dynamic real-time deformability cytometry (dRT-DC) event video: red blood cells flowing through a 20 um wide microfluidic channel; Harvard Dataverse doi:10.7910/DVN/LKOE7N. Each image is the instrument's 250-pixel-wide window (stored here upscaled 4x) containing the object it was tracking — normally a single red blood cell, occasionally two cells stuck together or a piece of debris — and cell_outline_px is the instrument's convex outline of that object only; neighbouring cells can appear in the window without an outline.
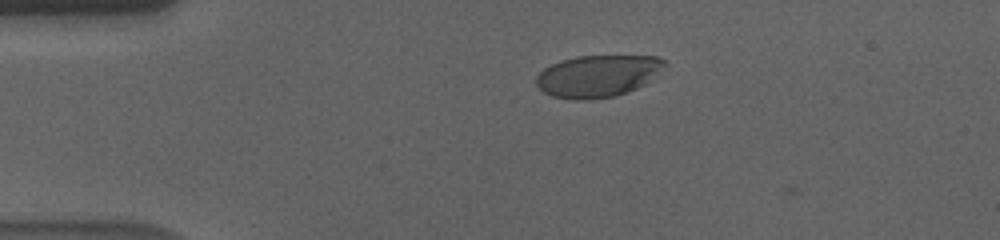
{"species": "human", "species_latin": "Homo sapiens", "temperature_condition": "cold", "stored_images_in_passage": 48, "camera_frame_rate_fps": 3000, "um_per_image_px": 0.085, "donor": {"sex": "male"}, "frame": {"image": 1, "passage_image": 3, "time_ms": 0.667, "image_size_px": [1000, 240], "cell_outline_px": [[668, 64], [644, 84], [636, 88], [612, 96], [592, 100], [572, 100], [552, 96], [544, 92], [536, 84], [536, 76], [544, 68], [560, 60], [576, 56], [656, 56], [668, 60]], "centroid_in_image_um": [50.8, 6.45], "position_along_channel_um": 34.2, "area_um2": 31.39}}
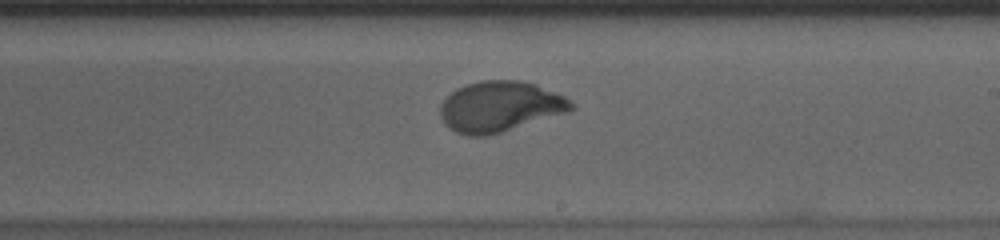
{"frame": {"image": 2, "passage_image": 25, "time_ms": 8.0, "image_size_px": [1000, 240], "cell_outline_px": [[576, 108], [568, 112], [488, 136], [468, 136], [456, 132], [444, 124], [440, 116], [440, 104], [456, 88], [480, 80], [524, 80], [536, 84], [564, 96]], "centroid_in_image_um": [42.48, 9.06], "position_along_channel_um": 246.5, "area_um2": 38.61}}
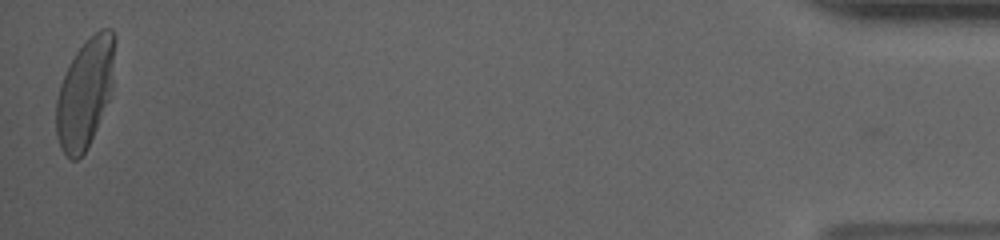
{"frame": {"image": 3, "passage_image": 48, "time_ms": 15.667, "image_size_px": [1000, 240], "cell_outline_px": [[116, 40], [112, 88], [108, 100], [88, 148], [76, 160], [72, 160], [60, 148], [56, 136], [56, 100], [60, 84], [68, 64], [76, 52], [100, 28], [112, 28], [116, 36]], "centroid_in_image_um": [7.23, 7.88], "position_along_channel_um": 428.0, "area_um2": 37.34}, "authors_computed_cell_mechanics": {"area_um2": 37.2232, "velocity_mm_per_s": 3.5408, "shape_relaxation_time_tau1_ms": 3.3829, "shape_relaxation_time_tau2_ms": null, "deformation_change_tau1": 0.1644, "deformation_change_tau2": null}}